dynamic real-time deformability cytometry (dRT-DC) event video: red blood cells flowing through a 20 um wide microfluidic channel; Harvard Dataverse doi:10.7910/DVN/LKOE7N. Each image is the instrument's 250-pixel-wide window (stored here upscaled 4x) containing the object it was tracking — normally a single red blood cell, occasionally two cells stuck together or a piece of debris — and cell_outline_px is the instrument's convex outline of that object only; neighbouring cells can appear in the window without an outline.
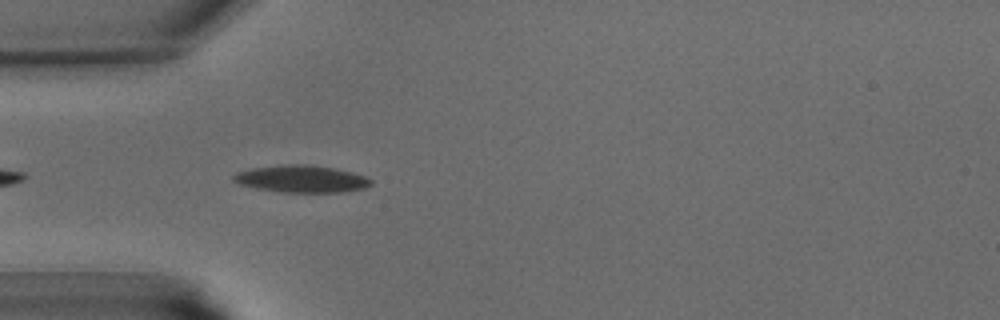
{"species": "common noctule bat (a hibernating species)", "species_latin": "Nyctalus noctula", "temperature_condition": "warm", "stored_images_in_passage": 31, "camera_frame_rate_fps": 3000, "um_per_image_px": 0.085, "animal": {"sex": "male", "body_mass_g": 15.6}, "frame": {"image": 1, "passage_image": 2, "time_ms": 0.333, "image_size_px": [1000, 320], "cell_outline_px": [[372, 184], [364, 188], [344, 192], [284, 192], [260, 188], [240, 184], [232, 180], [232, 176], [236, 172], [252, 168], [280, 164], [308, 164], [332, 168], [352, 172], [364, 176], [372, 180]], "centroid_in_image_um": [25.62, 15.19], "position_along_channel_um": 59.4, "area_um2": 21.62}}
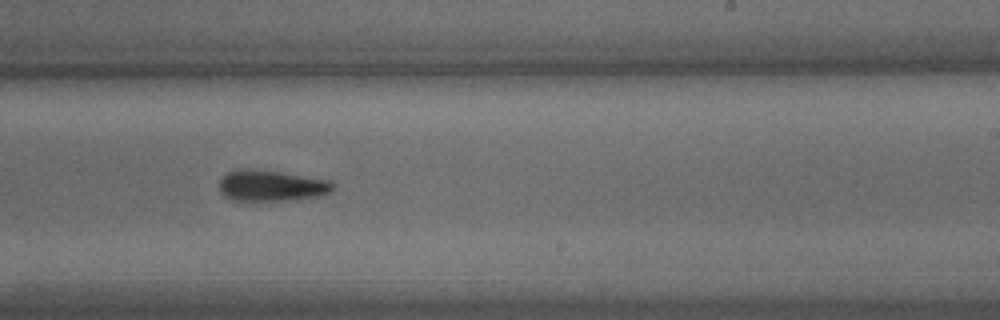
{"frame": {"image": 2, "passage_image": 15, "time_ms": 4.667, "image_size_px": [1000, 320], "cell_outline_px": [[332, 192], [316, 196], [288, 200], [232, 200], [224, 196], [220, 192], [220, 180], [228, 172], [240, 168], [248, 168], [280, 172], [328, 180], [332, 184]], "centroid_in_image_um": [23.01, 15.77], "position_along_channel_um": 266.0, "area_um2": 20.23}}
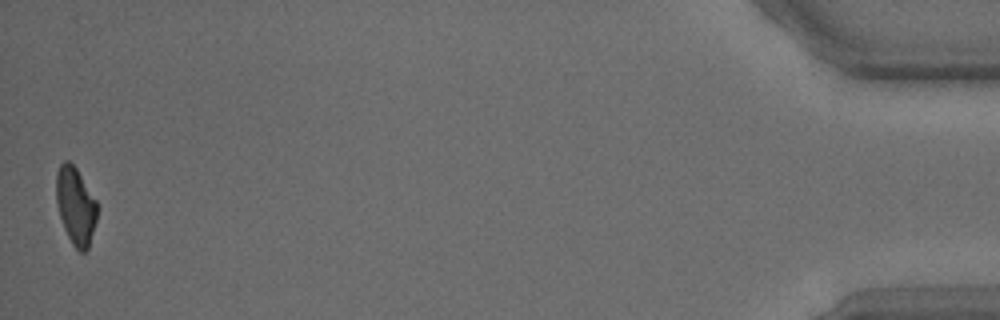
{"frame": {"image": 3, "passage_image": 31, "time_ms": 10.0, "image_size_px": [1000, 320], "cell_outline_px": [[96, 220], [88, 248], [84, 252], [80, 252], [72, 244], [64, 228], [60, 216], [56, 200], [56, 172], [60, 164], [64, 160], [68, 160], [76, 168], [96, 200]], "centroid_in_image_um": [6.41, 17.48], "position_along_channel_um": 428.8, "area_um2": 18.21}}